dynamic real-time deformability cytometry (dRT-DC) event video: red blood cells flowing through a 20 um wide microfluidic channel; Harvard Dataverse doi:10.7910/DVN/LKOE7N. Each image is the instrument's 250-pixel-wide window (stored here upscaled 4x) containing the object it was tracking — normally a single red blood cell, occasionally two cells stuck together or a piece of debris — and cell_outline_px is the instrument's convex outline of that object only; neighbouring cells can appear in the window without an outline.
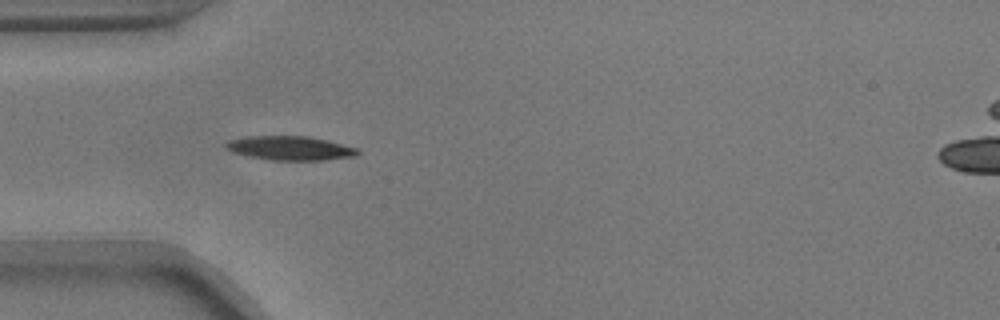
{"species": "common noctule bat (a hibernating species)", "species_latin": "Nyctalus noctula", "temperature_condition": "warm", "stored_images_in_passage": 39, "camera_frame_rate_fps": 3000, "um_per_image_px": 0.085, "animal": {"sex": "male", "body_mass_g": 17.9}, "frame": {"image": 1, "passage_image": 1, "time_ms": 0.0, "image_size_px": [1000, 320], "cell_outline_px": [[360, 152], [356, 156], [324, 160], [268, 160], [232, 152], [224, 144], [228, 140], [248, 136], [308, 136], [360, 148]], "centroid_in_image_um": [24.69, 12.59], "position_along_channel_um": 60.3, "area_um2": 18.5}}
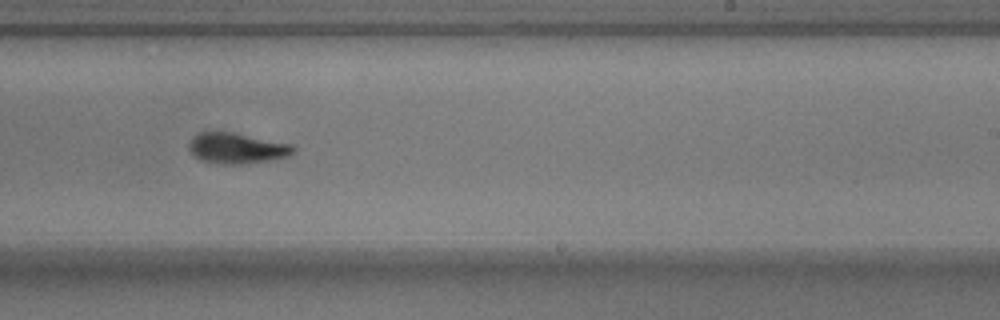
{"frame": {"image": 2, "passage_image": 18, "time_ms": 5.667, "image_size_px": [1000, 320], "cell_outline_px": [[296, 148], [288, 156], [276, 160], [240, 164], [224, 164], [200, 160], [188, 148], [188, 144], [192, 136], [200, 132], [232, 132], [292, 144]], "centroid_in_image_um": [20.14, 12.6], "position_along_channel_um": 268.9, "area_um2": 18.67}}
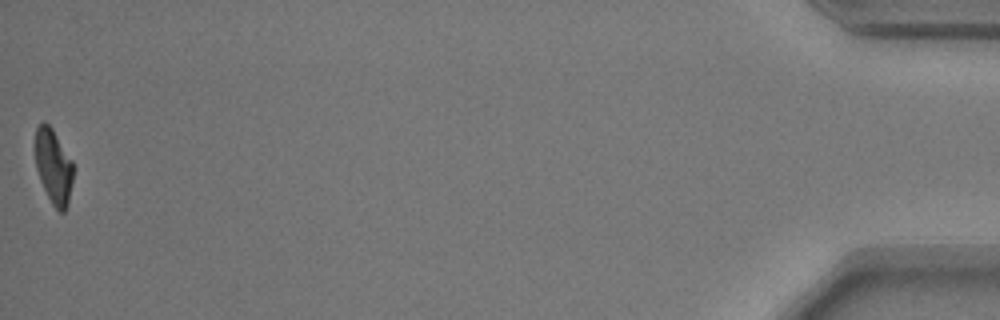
{"frame": {"image": 3, "passage_image": 39, "time_ms": 12.667, "image_size_px": [1000, 320], "cell_outline_px": [[72, 180], [68, 204], [64, 212], [60, 212], [52, 204], [40, 180], [36, 168], [36, 128], [44, 120], [52, 128], [72, 160]], "centroid_in_image_um": [4.55, 14.15], "position_along_channel_um": 430.7, "area_um2": 16.24}, "authors_computed_cell_mechanics": {"area_um2": 18.2648, "velocity_mm_per_s": 3.7157, "shape_relaxation_time_tau1_ms": 3.7857, "shape_relaxation_time_tau2_ms": 1.9731, "deformation_change_tau1": 0.1703, "deformation_change_tau2": 0.0716}}